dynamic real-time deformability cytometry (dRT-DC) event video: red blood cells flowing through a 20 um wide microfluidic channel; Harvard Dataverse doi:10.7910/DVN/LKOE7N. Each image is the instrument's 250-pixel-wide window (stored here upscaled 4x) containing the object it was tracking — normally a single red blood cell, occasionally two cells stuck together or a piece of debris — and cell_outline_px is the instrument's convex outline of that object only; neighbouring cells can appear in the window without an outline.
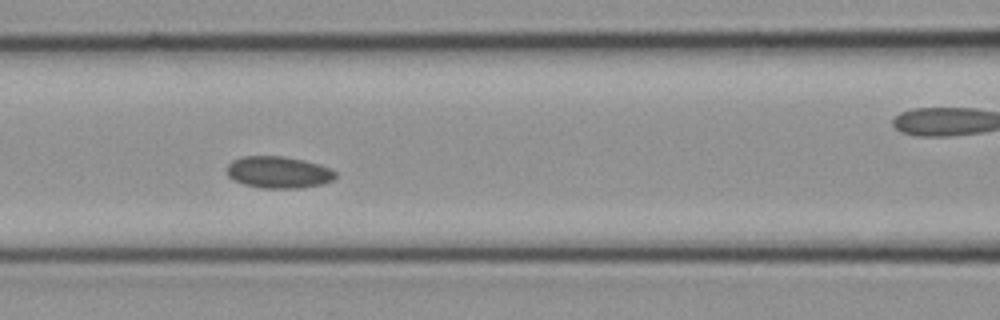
{"species": "common noctule bat (a hibernating species)", "species_latin": "Nyctalus noctula", "temperature_condition": "cold", "stored_images_in_passage": 15, "camera_frame_rate_fps": 3000, "um_per_image_px": 0.085, "animal": {"sex": "female", "body_mass_g": 21.9}, "frame": {"image": 1, "passage_image": 11, "time_ms": 3.333, "image_size_px": [1000, 320], "cell_outline_px": [[336, 176], [332, 180], [324, 184], [300, 188], [260, 188], [244, 184], [228, 176], [228, 164], [232, 160], [244, 156], [284, 156], [304, 160], [320, 164], [336, 172]], "centroid_in_image_um": [23.69, 14.64], "position_along_channel_um": 142.9, "area_um2": 20.11}}
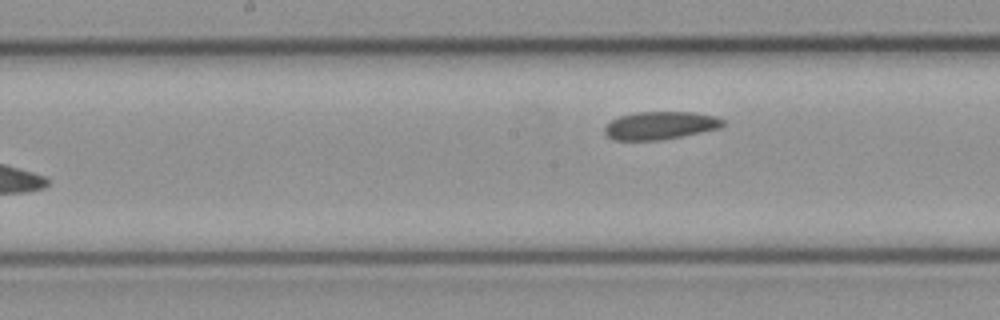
{"frame": {"image": 2, "passage_image": 15, "time_ms": 4.667, "image_size_px": [1000, 320], "cell_outline_px": [[724, 124], [720, 128], [660, 140], [612, 140], [604, 132], [604, 128], [612, 120], [620, 116], [636, 112], [692, 112], [716, 116], [724, 120]], "centroid_in_image_um": [56.11, 10.66], "position_along_channel_um": 192.1, "area_um2": 19.07}}